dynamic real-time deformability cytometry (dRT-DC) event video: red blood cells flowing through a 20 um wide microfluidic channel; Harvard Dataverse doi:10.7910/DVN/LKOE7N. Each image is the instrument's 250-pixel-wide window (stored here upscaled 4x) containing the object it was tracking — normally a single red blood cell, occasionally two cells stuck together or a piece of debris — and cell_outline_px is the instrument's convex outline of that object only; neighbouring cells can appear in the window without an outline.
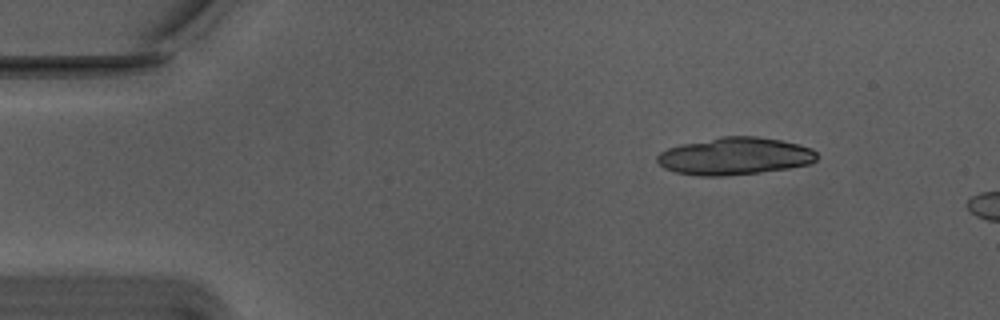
{"species": "Egyptian fruit bat (a non-hibernating species)", "species_latin": "Rousettus aegyptiacus", "temperature_condition": "warm", "stored_images_in_passage": 7, "camera_frame_rate_fps": 3000, "um_per_image_px": 0.085, "animal": {"sex": "male"}, "frame": {"image": 1, "passage_image": 1, "time_ms": 0.0, "image_size_px": [1000, 320], "cell_outline_px": [[816, 160], [808, 164], [788, 168], [760, 172], [724, 176], [700, 176], [676, 172], [664, 168], [656, 160], [656, 156], [660, 152], [668, 148], [680, 144], [720, 136], [756, 136], [780, 140], [812, 148], [816, 152]], "centroid_in_image_um": [62.42, 13.27], "position_along_channel_um": 22.6, "area_um2": 34.74}}